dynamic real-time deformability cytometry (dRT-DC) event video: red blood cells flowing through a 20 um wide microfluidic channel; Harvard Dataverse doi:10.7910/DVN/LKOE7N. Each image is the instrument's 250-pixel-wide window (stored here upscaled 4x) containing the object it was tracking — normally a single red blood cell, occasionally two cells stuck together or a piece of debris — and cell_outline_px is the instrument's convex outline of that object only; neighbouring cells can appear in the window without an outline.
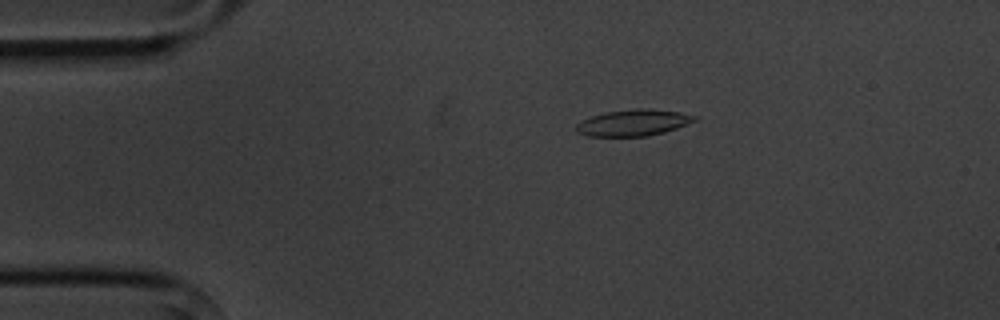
{"species": "common noctule bat (a hibernating species)", "species_latin": "Nyctalus noctula", "temperature_condition": "cold", "stored_images_in_passage": 3, "camera_frame_rate_fps": 3000, "um_per_image_px": 0.085, "animal": {"sex": "male", "body_mass_g": 20.1, "forearm_length_mm": 53.5}, "frame": {"image": 1, "passage_image": 2, "time_ms": 1.0, "image_size_px": [1000, 320], "cell_outline_px": [[700, 116], [696, 120], [676, 128], [664, 132], [648, 136], [588, 136], [576, 132], [572, 128], [580, 120], [604, 112], [636, 108], [648, 108], [680, 112]], "centroid_in_image_um": [53.8, 10.42], "position_along_channel_um": 31.2, "area_um2": 18.44}}